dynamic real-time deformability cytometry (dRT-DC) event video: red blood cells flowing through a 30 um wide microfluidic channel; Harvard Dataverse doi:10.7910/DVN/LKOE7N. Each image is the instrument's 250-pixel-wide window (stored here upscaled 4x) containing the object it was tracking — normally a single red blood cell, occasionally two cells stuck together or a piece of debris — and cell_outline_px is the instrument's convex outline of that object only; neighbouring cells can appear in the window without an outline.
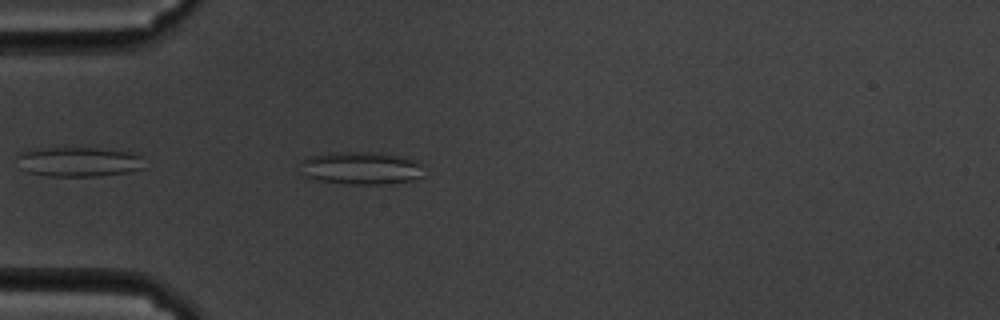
{"species": "common noctule bat (a hibernating species)", "species_latin": "Nyctalus noctula", "temperature_condition": "cold", "stored_images_in_passage": 45, "camera_frame_rate_fps": 3000, "um_per_image_px": 0.085, "animal": {"sex": "male", "body_mass_g": 19.5, "forearm_length_mm": 54.6}, "frame": {"image": 1, "passage_image": 3, "time_ms": 0.667, "image_size_px": [1000, 320], "cell_outline_px": [[420, 176], [412, 180], [392, 184], [348, 184], [316, 180], [304, 176], [300, 164], [300, 160], [308, 156], [332, 152], [380, 152], [408, 156], [416, 160], [420, 164]], "centroid_in_image_um": [30.66, 14.27], "position_along_channel_um": 54.3, "area_um2": 23.99}}
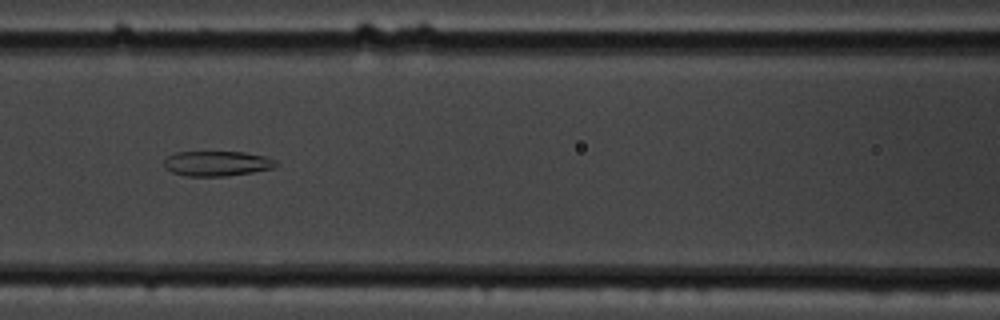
{"frame": {"image": 2, "passage_image": 12, "time_ms": 3.667, "image_size_px": [1000, 320], "cell_outline_px": [[276, 164], [272, 168], [252, 172], [224, 176], [188, 176], [172, 172], [164, 168], [164, 160], [168, 156], [176, 152], [244, 152], [264, 156], [276, 160]], "centroid_in_image_um": [18.4, 13.89], "position_along_channel_um": 148.2, "area_um2": 16.18}}
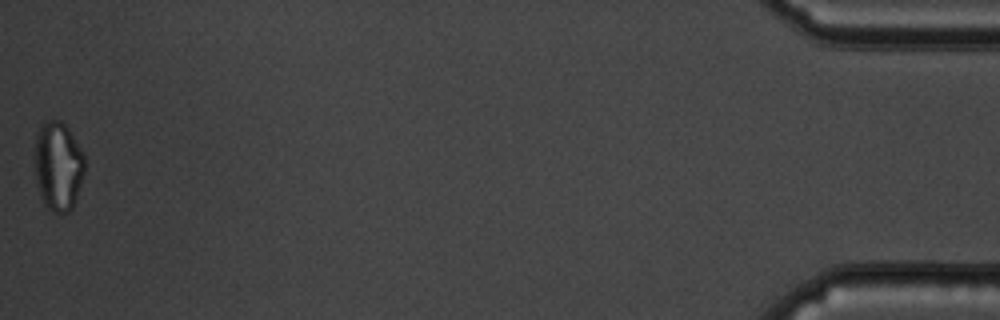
{"frame": {"image": 3, "passage_image": 45, "time_ms": 14.667, "image_size_px": [1000, 320], "cell_outline_px": [[84, 172], [72, 208], [68, 212], [56, 212], [48, 208], [44, 204], [40, 196], [36, 180], [36, 132], [40, 124], [44, 120], [60, 120], [68, 128], [80, 148], [84, 156]], "centroid_in_image_um": [4.93, 14.08], "position_along_channel_um": 430.3, "area_um2": 25.61}, "authors_computed_cell_mechanics": {"area_um2": 19.3052, "velocity_mm_per_s": 3.3952, "shape_relaxation_time_tau1_ms": null, "shape_relaxation_time_tau2_ms": 3.5071, "deformation_change_tau1": null, "deformation_change_tau2": 0.1153}}